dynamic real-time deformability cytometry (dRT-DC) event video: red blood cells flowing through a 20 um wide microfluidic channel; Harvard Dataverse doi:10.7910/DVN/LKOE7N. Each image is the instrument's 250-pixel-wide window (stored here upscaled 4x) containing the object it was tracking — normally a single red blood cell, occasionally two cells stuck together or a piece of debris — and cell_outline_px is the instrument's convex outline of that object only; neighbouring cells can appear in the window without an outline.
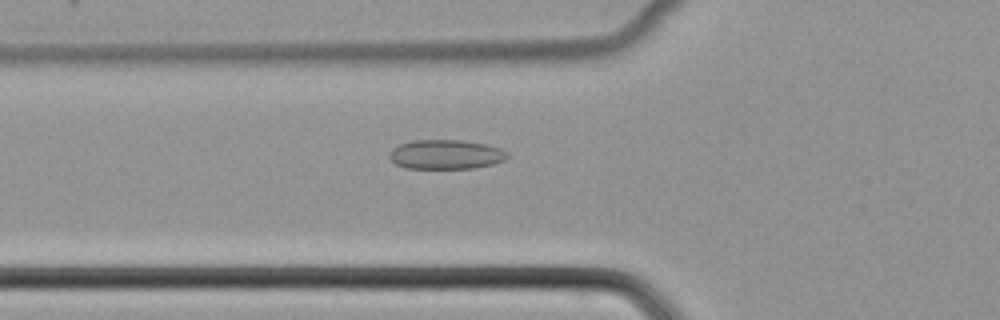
{"species": "common noctule bat (a hibernating species)", "species_latin": "Nyctalus noctula", "temperature_condition": "cold", "stored_images_in_passage": 51, "camera_frame_rate_fps": 3000, "um_per_image_px": 0.085, "animal": {"sex": "female", "body_mass_g": 22.7, "forearm_length_mm": 54.2}, "frame": {"image": 1, "passage_image": 19, "time_ms": 6.0, "image_size_px": [1000, 320], "cell_outline_px": [[508, 156], [504, 160], [492, 164], [472, 168], [404, 168], [396, 164], [388, 156], [392, 148], [400, 144], [412, 140], [464, 140], [484, 144], [500, 148], [508, 152]], "centroid_in_image_um": [37.88, 13.12], "position_along_channel_um": 87.9, "area_um2": 20.17}}
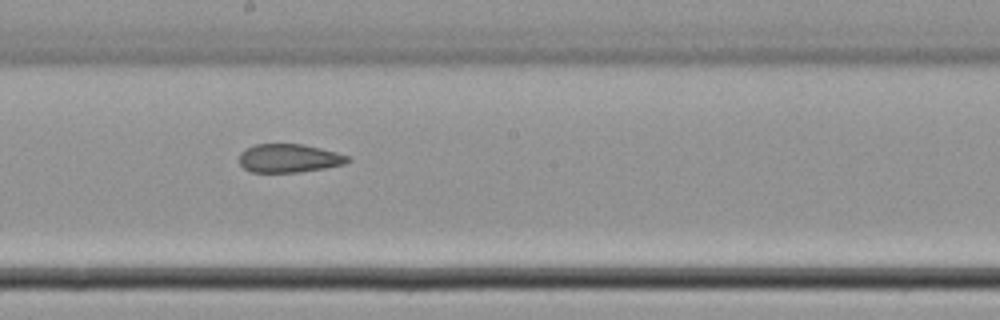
{"frame": {"image": 2, "passage_image": 29, "time_ms": 9.333, "image_size_px": [1000, 320], "cell_outline_px": [[352, 160], [344, 164], [324, 168], [300, 172], [252, 172], [244, 168], [240, 164], [240, 152], [256, 144], [304, 144], [336, 152], [348, 156]], "centroid_in_image_um": [24.58, 13.45], "position_along_channel_um": 223.6, "area_um2": 17.92}}
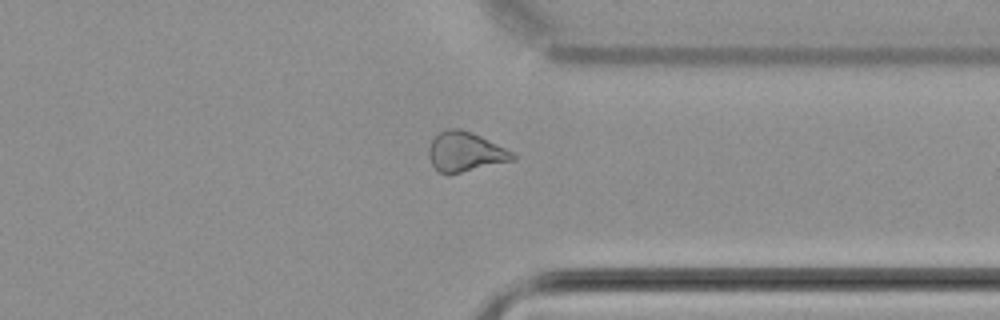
{"frame": {"image": 3, "passage_image": 40, "time_ms": 13.0, "image_size_px": [1000, 320], "cell_outline_px": [[516, 160], [460, 172], [440, 172], [432, 164], [428, 156], [428, 148], [432, 140], [440, 132], [448, 128], [460, 128], [480, 136], [512, 152], [516, 156]], "centroid_in_image_um": [39.54, 12.89], "position_along_channel_um": 371.9, "area_um2": 18.9}}